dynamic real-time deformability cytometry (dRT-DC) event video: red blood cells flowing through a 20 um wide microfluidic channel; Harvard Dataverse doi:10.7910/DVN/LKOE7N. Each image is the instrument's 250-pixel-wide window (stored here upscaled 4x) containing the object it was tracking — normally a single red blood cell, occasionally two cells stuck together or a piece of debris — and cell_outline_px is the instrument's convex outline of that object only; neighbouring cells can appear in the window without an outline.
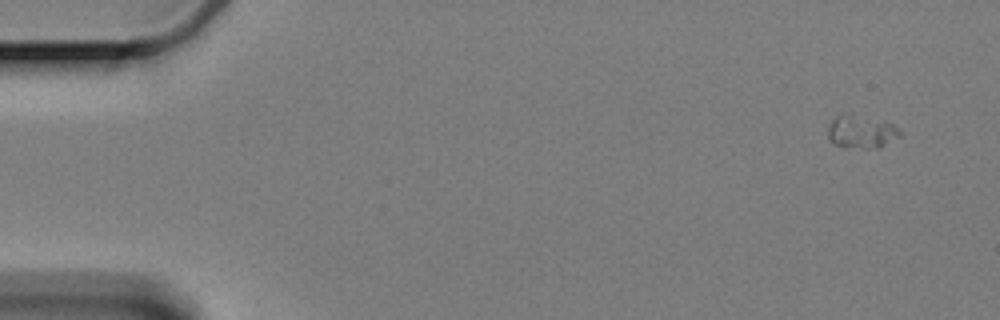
{"species": "Egyptian fruit bat (a non-hibernating species)", "species_latin": "Rousettus aegyptiacus", "temperature_condition": "cold", "stored_images_in_passage": 48, "camera_frame_rate_fps": 3000, "um_per_image_px": 0.085, "animal": {"sex": "female"}, "frame": {"image": 1, "passage_image": 1, "time_ms": 0.0, "image_size_px": [1000, 320], "cell_outline_px": [[900, 136], [880, 144], [836, 144], [828, 140], [828, 128], [832, 120], [836, 116], [848, 116], [884, 120], [892, 124], [900, 132]], "centroid_in_image_um": [73.17, 11.13], "position_along_channel_um": 11.8, "area_um2": 12.02}}
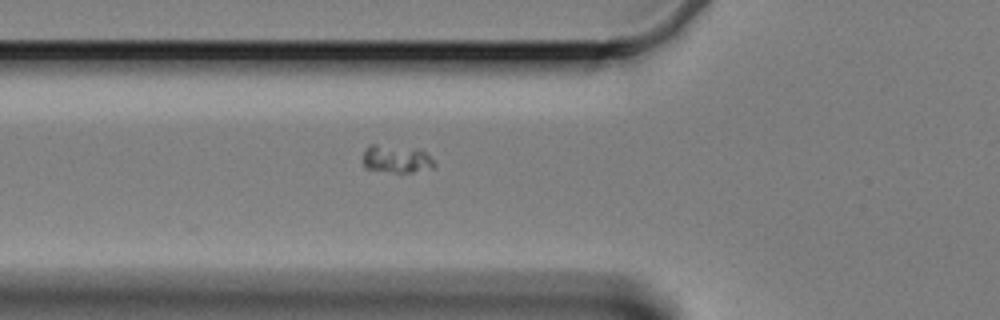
{"frame": {"image": 2, "passage_image": 19, "time_ms": 6.0, "image_size_px": [1000, 320], "cell_outline_px": [[436, 168], [412, 172], [392, 172], [364, 168], [364, 152], [372, 144], [376, 144], [420, 148], [436, 164]], "centroid_in_image_um": [33.74, 13.51], "position_along_channel_um": 92.1, "area_um2": 11.56}}
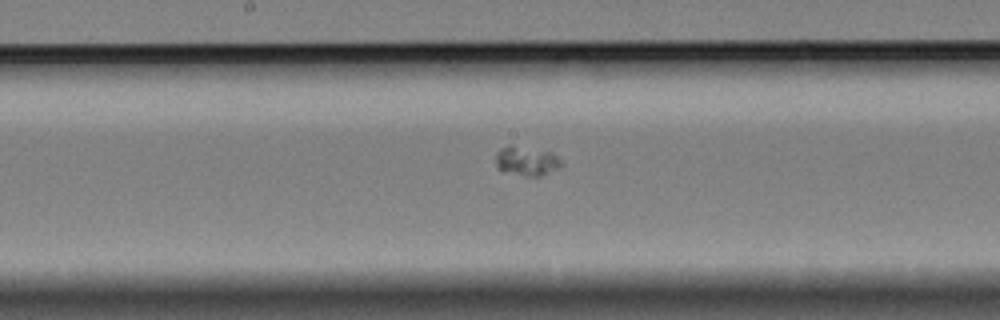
{"frame": {"image": 3, "passage_image": 29, "time_ms": 9.333, "image_size_px": [1000, 320], "cell_outline_px": [[564, 164], [560, 168], [540, 176], [524, 176], [500, 168], [496, 164], [496, 152], [500, 148], [512, 144], [548, 152], [556, 156]], "centroid_in_image_um": [44.78, 13.67], "position_along_channel_um": 203.4, "area_um2": 10.98}}